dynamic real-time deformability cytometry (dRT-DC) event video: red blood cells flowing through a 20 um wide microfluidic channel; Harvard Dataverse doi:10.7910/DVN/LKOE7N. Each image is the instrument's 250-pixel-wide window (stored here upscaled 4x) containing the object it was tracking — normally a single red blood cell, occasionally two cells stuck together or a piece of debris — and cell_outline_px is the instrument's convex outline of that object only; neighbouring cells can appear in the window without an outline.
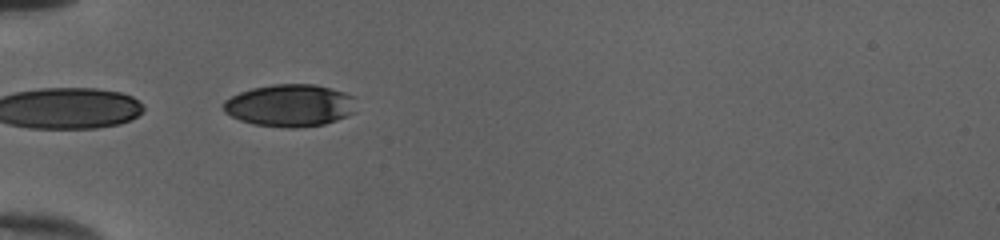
{"species": "human", "species_latin": "Homo sapiens", "temperature_condition": "cold", "stored_images_in_passage": 23, "camera_frame_rate_fps": 3000, "um_per_image_px": 0.085, "donor": {"sex": "female"}, "frame": {"image": 1, "passage_image": 1, "time_ms": 0.0, "image_size_px": [1000, 240], "cell_outline_px": [[356, 112], [348, 116], [324, 124], [296, 128], [288, 128], [252, 124], [240, 120], [224, 112], [224, 100], [240, 92], [252, 88], [272, 84], [316, 84], [344, 92], [356, 96]], "centroid_in_image_um": [24.69, 8.96], "position_along_channel_um": 60.3, "area_um2": 33.06}}
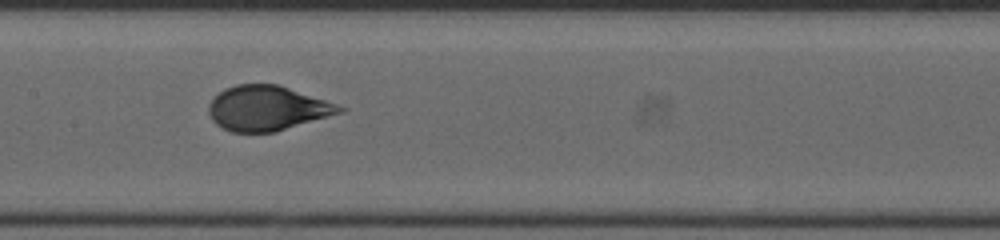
{"frame": {"image": 2, "passage_image": 11, "time_ms": 3.333, "image_size_px": [1000, 240], "cell_outline_px": [[348, 108], [344, 112], [276, 132], [232, 132], [216, 124], [212, 120], [208, 112], [208, 104], [224, 88], [236, 84], [276, 84]], "centroid_in_image_um": [22.7, 9.21], "position_along_channel_um": 184.7, "area_um2": 33.99}}
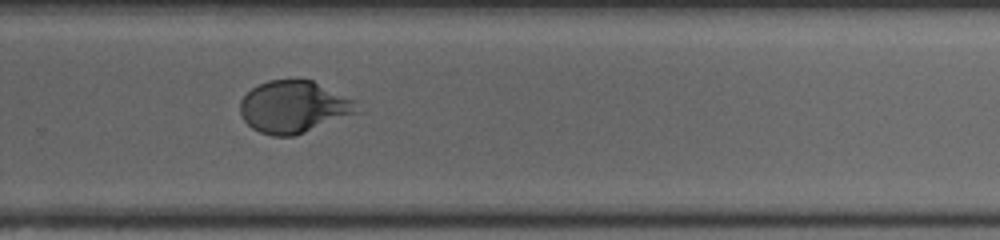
{"frame": {"image": 3, "passage_image": 20, "time_ms": 6.333, "image_size_px": [1000, 240], "cell_outline_px": [[356, 112], [304, 132], [292, 136], [272, 136], [260, 132], [252, 128], [244, 120], [240, 112], [240, 100], [252, 88], [268, 80], [296, 76], [300, 76], [312, 80], [356, 100]], "centroid_in_image_um": [24.92, 9.03], "position_along_channel_um": 304.9, "area_um2": 35.55}}